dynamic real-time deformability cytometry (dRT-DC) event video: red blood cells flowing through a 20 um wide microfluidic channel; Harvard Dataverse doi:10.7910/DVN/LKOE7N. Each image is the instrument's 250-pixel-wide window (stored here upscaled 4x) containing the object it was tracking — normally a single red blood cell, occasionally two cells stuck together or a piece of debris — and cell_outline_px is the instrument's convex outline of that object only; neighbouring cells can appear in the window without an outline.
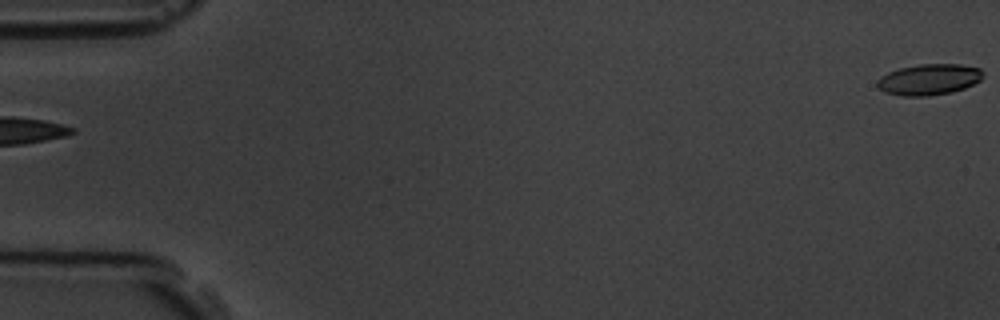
{"species": "common noctule bat (a hibernating species)", "species_latin": "Nyctalus noctula", "temperature_condition": "room temperature", "stored_images_in_passage": 6, "segment_of_instrument_passage": [2, 2], "camera_frame_rate_fps": 3000, "um_per_image_px": 0.085, "animal": {"sex": "male", "body_mass_g": 19.5, "forearm_length_mm": 54.6}, "frame": {"image": 1, "passage_image": 6, "time_ms": 5.667, "image_size_px": [1000, 320], "cell_outline_px": [[984, 72], [980, 80], [964, 88], [952, 92], [928, 96], [900, 96], [884, 92], [876, 84], [876, 80], [880, 76], [888, 72], [900, 68], [920, 64], [960, 64], [980, 68]], "centroid_in_image_um": [78.94, 6.75], "position_along_channel_um": 6.1, "area_um2": 19.19}}